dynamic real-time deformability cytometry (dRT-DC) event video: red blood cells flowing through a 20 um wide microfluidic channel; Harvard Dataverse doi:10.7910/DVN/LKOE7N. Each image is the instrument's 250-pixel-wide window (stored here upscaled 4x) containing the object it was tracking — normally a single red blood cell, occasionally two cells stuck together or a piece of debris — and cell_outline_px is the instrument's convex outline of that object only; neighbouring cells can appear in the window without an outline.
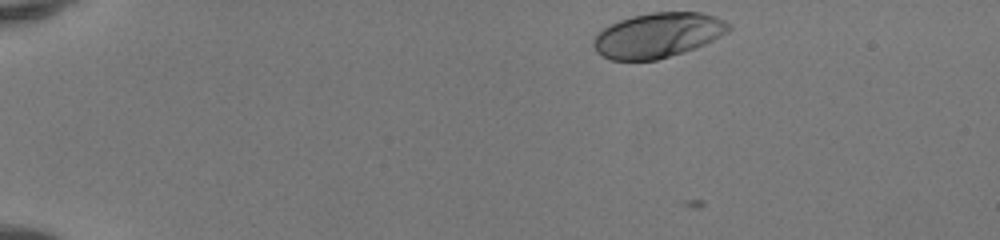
{"species": "human", "species_latin": "Homo sapiens", "temperature_condition": "room temperature", "stored_images_in_passage": 43, "camera_frame_rate_fps": 3000, "um_per_image_px": 0.085, "donor": {"sex": "female"}, "frame": {"image": 1, "passage_image": 1, "time_ms": 0.0, "image_size_px": [1000, 240], "cell_outline_px": [[732, 28], [728, 32], [696, 48], [684, 52], [656, 60], [612, 60], [596, 52], [592, 44], [592, 40], [608, 24], [632, 16], [652, 12], [700, 12], [716, 16], [732, 24]], "centroid_in_image_um": [55.94, 2.98], "position_along_channel_um": 29.1, "area_um2": 35.43}}
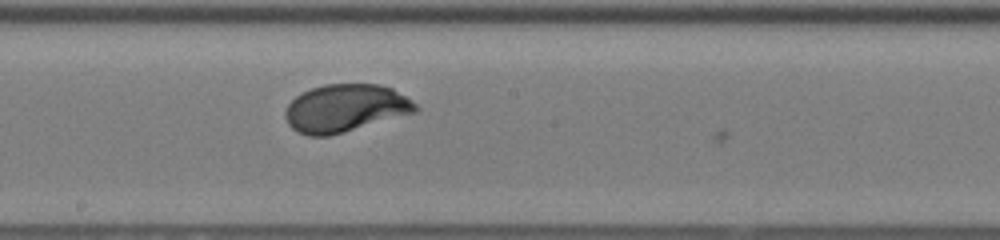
{"frame": {"image": 2, "passage_image": 22, "time_ms": 7.0, "image_size_px": [1000, 240], "cell_outline_px": [[420, 108], [416, 112], [344, 132], [328, 136], [308, 136], [296, 132], [288, 124], [284, 116], [284, 112], [288, 104], [296, 96], [312, 88], [324, 84], [380, 84], [392, 88], [416, 104]], "centroid_in_image_um": [29.32, 9.2], "position_along_channel_um": 218.9, "area_um2": 36.13}}
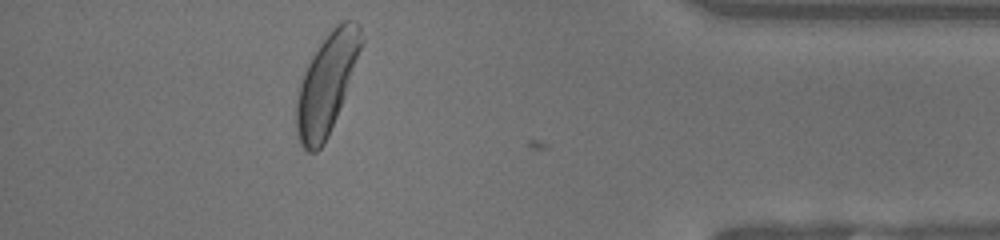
{"frame": {"image": 3, "passage_image": 38, "time_ms": 12.333, "image_size_px": [1000, 240], "cell_outline_px": [[364, 40], [344, 96], [328, 136], [324, 144], [316, 152], [308, 152], [300, 144], [296, 132], [296, 96], [304, 72], [308, 64], [320, 44], [332, 28], [336, 24], [344, 20], [356, 20], [360, 24]], "centroid_in_image_um": [27.76, 7.1], "position_along_channel_um": 407.4, "area_um2": 37.22}, "authors_computed_cell_mechanics": {"area_um2": 35.7782, "velocity_mm_per_s": 4.1307, "shape_relaxation_time_tau1_ms": 1.8106, "shape_relaxation_time_tau2_ms": null, "deformation_change_tau1": 0.148, "deformation_change_tau2": null}}